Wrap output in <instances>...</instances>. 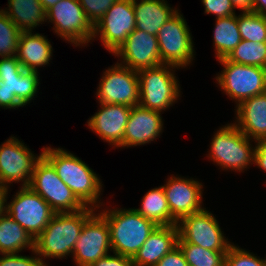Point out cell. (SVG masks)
I'll return each mask as SVG.
<instances>
[{"mask_svg": "<svg viewBox=\"0 0 266 266\" xmlns=\"http://www.w3.org/2000/svg\"><path fill=\"white\" fill-rule=\"evenodd\" d=\"M177 245L189 266H225L227 251H213L185 241H178Z\"/></svg>", "mask_w": 266, "mask_h": 266, "instance_id": "f546056e", "label": "cell"}, {"mask_svg": "<svg viewBox=\"0 0 266 266\" xmlns=\"http://www.w3.org/2000/svg\"><path fill=\"white\" fill-rule=\"evenodd\" d=\"M234 8H239L242 12H252L253 0H230Z\"/></svg>", "mask_w": 266, "mask_h": 266, "instance_id": "ab89813d", "label": "cell"}, {"mask_svg": "<svg viewBox=\"0 0 266 266\" xmlns=\"http://www.w3.org/2000/svg\"><path fill=\"white\" fill-rule=\"evenodd\" d=\"M29 187L38 193L55 213H73L85 208L43 155L35 164Z\"/></svg>", "mask_w": 266, "mask_h": 266, "instance_id": "52a82bcc", "label": "cell"}, {"mask_svg": "<svg viewBox=\"0 0 266 266\" xmlns=\"http://www.w3.org/2000/svg\"><path fill=\"white\" fill-rule=\"evenodd\" d=\"M5 212L22 226L35 240L48 225L55 212L50 205L29 186L16 192L11 203L7 204Z\"/></svg>", "mask_w": 266, "mask_h": 266, "instance_id": "30bf717a", "label": "cell"}, {"mask_svg": "<svg viewBox=\"0 0 266 266\" xmlns=\"http://www.w3.org/2000/svg\"><path fill=\"white\" fill-rule=\"evenodd\" d=\"M111 249L110 229L106 219L94 212L84 223L72 255L77 266H91Z\"/></svg>", "mask_w": 266, "mask_h": 266, "instance_id": "2e32d148", "label": "cell"}, {"mask_svg": "<svg viewBox=\"0 0 266 266\" xmlns=\"http://www.w3.org/2000/svg\"><path fill=\"white\" fill-rule=\"evenodd\" d=\"M46 19L54 24L56 34L75 46L94 40V26L78 0H60L46 11Z\"/></svg>", "mask_w": 266, "mask_h": 266, "instance_id": "8fae6325", "label": "cell"}, {"mask_svg": "<svg viewBox=\"0 0 266 266\" xmlns=\"http://www.w3.org/2000/svg\"><path fill=\"white\" fill-rule=\"evenodd\" d=\"M96 95L100 103L130 107L138 105L140 100L138 72L116 63L104 72Z\"/></svg>", "mask_w": 266, "mask_h": 266, "instance_id": "4fadbf2b", "label": "cell"}, {"mask_svg": "<svg viewBox=\"0 0 266 266\" xmlns=\"http://www.w3.org/2000/svg\"><path fill=\"white\" fill-rule=\"evenodd\" d=\"M226 59L237 64L266 68V42L242 39Z\"/></svg>", "mask_w": 266, "mask_h": 266, "instance_id": "f1b7e54d", "label": "cell"}, {"mask_svg": "<svg viewBox=\"0 0 266 266\" xmlns=\"http://www.w3.org/2000/svg\"><path fill=\"white\" fill-rule=\"evenodd\" d=\"M99 104L101 108L88 120V126L99 138L114 147L122 148L123 136L132 107L122 104Z\"/></svg>", "mask_w": 266, "mask_h": 266, "instance_id": "d6986e66", "label": "cell"}, {"mask_svg": "<svg viewBox=\"0 0 266 266\" xmlns=\"http://www.w3.org/2000/svg\"><path fill=\"white\" fill-rule=\"evenodd\" d=\"M42 152L36 157L24 143L15 137H10L0 145V185L9 188L7 184L22 181V187L30 184L36 162Z\"/></svg>", "mask_w": 266, "mask_h": 266, "instance_id": "9a60e30c", "label": "cell"}, {"mask_svg": "<svg viewBox=\"0 0 266 266\" xmlns=\"http://www.w3.org/2000/svg\"><path fill=\"white\" fill-rule=\"evenodd\" d=\"M225 266H263V259L232 244L225 256Z\"/></svg>", "mask_w": 266, "mask_h": 266, "instance_id": "d6a6232c", "label": "cell"}, {"mask_svg": "<svg viewBox=\"0 0 266 266\" xmlns=\"http://www.w3.org/2000/svg\"><path fill=\"white\" fill-rule=\"evenodd\" d=\"M136 20L132 0H118L94 25L93 37L100 34L104 47L115 53L125 42L127 36L135 30Z\"/></svg>", "mask_w": 266, "mask_h": 266, "instance_id": "5bb4252c", "label": "cell"}, {"mask_svg": "<svg viewBox=\"0 0 266 266\" xmlns=\"http://www.w3.org/2000/svg\"><path fill=\"white\" fill-rule=\"evenodd\" d=\"M263 266H266V259H263Z\"/></svg>", "mask_w": 266, "mask_h": 266, "instance_id": "ee69618b", "label": "cell"}, {"mask_svg": "<svg viewBox=\"0 0 266 266\" xmlns=\"http://www.w3.org/2000/svg\"><path fill=\"white\" fill-rule=\"evenodd\" d=\"M38 71L25 70L16 56L0 60V107H23L33 100L39 86Z\"/></svg>", "mask_w": 266, "mask_h": 266, "instance_id": "277c9868", "label": "cell"}, {"mask_svg": "<svg viewBox=\"0 0 266 266\" xmlns=\"http://www.w3.org/2000/svg\"><path fill=\"white\" fill-rule=\"evenodd\" d=\"M178 241L196 244L213 251H228L232 245L225 239L215 216L204 208L177 222Z\"/></svg>", "mask_w": 266, "mask_h": 266, "instance_id": "7c38bea8", "label": "cell"}, {"mask_svg": "<svg viewBox=\"0 0 266 266\" xmlns=\"http://www.w3.org/2000/svg\"><path fill=\"white\" fill-rule=\"evenodd\" d=\"M236 108L234 124L242 133L254 141L266 137V92L242 101Z\"/></svg>", "mask_w": 266, "mask_h": 266, "instance_id": "7402d4cb", "label": "cell"}, {"mask_svg": "<svg viewBox=\"0 0 266 266\" xmlns=\"http://www.w3.org/2000/svg\"><path fill=\"white\" fill-rule=\"evenodd\" d=\"M161 112L141 105L131 108L125 128L122 147L145 145L157 139L163 129Z\"/></svg>", "mask_w": 266, "mask_h": 266, "instance_id": "ffe728a7", "label": "cell"}, {"mask_svg": "<svg viewBox=\"0 0 266 266\" xmlns=\"http://www.w3.org/2000/svg\"><path fill=\"white\" fill-rule=\"evenodd\" d=\"M134 210L157 226L177 225V222L171 217L162 186L149 190L142 199L141 208Z\"/></svg>", "mask_w": 266, "mask_h": 266, "instance_id": "4316f807", "label": "cell"}, {"mask_svg": "<svg viewBox=\"0 0 266 266\" xmlns=\"http://www.w3.org/2000/svg\"><path fill=\"white\" fill-rule=\"evenodd\" d=\"M21 31L0 9V56H16Z\"/></svg>", "mask_w": 266, "mask_h": 266, "instance_id": "1f68e13d", "label": "cell"}, {"mask_svg": "<svg viewBox=\"0 0 266 266\" xmlns=\"http://www.w3.org/2000/svg\"><path fill=\"white\" fill-rule=\"evenodd\" d=\"M254 164L266 172V137L255 140Z\"/></svg>", "mask_w": 266, "mask_h": 266, "instance_id": "f35d334b", "label": "cell"}, {"mask_svg": "<svg viewBox=\"0 0 266 266\" xmlns=\"http://www.w3.org/2000/svg\"><path fill=\"white\" fill-rule=\"evenodd\" d=\"M28 247L34 251V239L6 212L0 216V254H17Z\"/></svg>", "mask_w": 266, "mask_h": 266, "instance_id": "484cf974", "label": "cell"}, {"mask_svg": "<svg viewBox=\"0 0 266 266\" xmlns=\"http://www.w3.org/2000/svg\"><path fill=\"white\" fill-rule=\"evenodd\" d=\"M52 51V45L43 35L22 32L16 57L25 70L38 71V67L49 64Z\"/></svg>", "mask_w": 266, "mask_h": 266, "instance_id": "603a6c76", "label": "cell"}, {"mask_svg": "<svg viewBox=\"0 0 266 266\" xmlns=\"http://www.w3.org/2000/svg\"><path fill=\"white\" fill-rule=\"evenodd\" d=\"M100 214L109 225L111 251L130 258L157 227L134 209H105Z\"/></svg>", "mask_w": 266, "mask_h": 266, "instance_id": "3957f363", "label": "cell"}, {"mask_svg": "<svg viewBox=\"0 0 266 266\" xmlns=\"http://www.w3.org/2000/svg\"><path fill=\"white\" fill-rule=\"evenodd\" d=\"M202 184L197 180L170 177L163 189L171 212V217L178 222L181 218L200 212L202 207Z\"/></svg>", "mask_w": 266, "mask_h": 266, "instance_id": "ac0fdd59", "label": "cell"}, {"mask_svg": "<svg viewBox=\"0 0 266 266\" xmlns=\"http://www.w3.org/2000/svg\"><path fill=\"white\" fill-rule=\"evenodd\" d=\"M213 32L217 60L226 58L242 40L236 14L225 18H216Z\"/></svg>", "mask_w": 266, "mask_h": 266, "instance_id": "83f0119b", "label": "cell"}, {"mask_svg": "<svg viewBox=\"0 0 266 266\" xmlns=\"http://www.w3.org/2000/svg\"><path fill=\"white\" fill-rule=\"evenodd\" d=\"M132 0L136 27L149 34L157 35L166 21L179 10L171 9L165 0Z\"/></svg>", "mask_w": 266, "mask_h": 266, "instance_id": "cb8c5ba5", "label": "cell"}, {"mask_svg": "<svg viewBox=\"0 0 266 266\" xmlns=\"http://www.w3.org/2000/svg\"><path fill=\"white\" fill-rule=\"evenodd\" d=\"M205 14H214L216 18H225L235 14L230 0H202Z\"/></svg>", "mask_w": 266, "mask_h": 266, "instance_id": "e575fe53", "label": "cell"}, {"mask_svg": "<svg viewBox=\"0 0 266 266\" xmlns=\"http://www.w3.org/2000/svg\"><path fill=\"white\" fill-rule=\"evenodd\" d=\"M8 194V188L0 185V216L5 213L6 207V195Z\"/></svg>", "mask_w": 266, "mask_h": 266, "instance_id": "b9f144b4", "label": "cell"}, {"mask_svg": "<svg viewBox=\"0 0 266 266\" xmlns=\"http://www.w3.org/2000/svg\"><path fill=\"white\" fill-rule=\"evenodd\" d=\"M241 39L266 42V16L255 12H242L237 16Z\"/></svg>", "mask_w": 266, "mask_h": 266, "instance_id": "4dcf8cb0", "label": "cell"}, {"mask_svg": "<svg viewBox=\"0 0 266 266\" xmlns=\"http://www.w3.org/2000/svg\"><path fill=\"white\" fill-rule=\"evenodd\" d=\"M115 255H106L99 258L91 266H135L132 258L113 253Z\"/></svg>", "mask_w": 266, "mask_h": 266, "instance_id": "74e56055", "label": "cell"}, {"mask_svg": "<svg viewBox=\"0 0 266 266\" xmlns=\"http://www.w3.org/2000/svg\"><path fill=\"white\" fill-rule=\"evenodd\" d=\"M118 0H78L86 17L94 26Z\"/></svg>", "mask_w": 266, "mask_h": 266, "instance_id": "836d02e7", "label": "cell"}, {"mask_svg": "<svg viewBox=\"0 0 266 266\" xmlns=\"http://www.w3.org/2000/svg\"><path fill=\"white\" fill-rule=\"evenodd\" d=\"M161 63L187 67L194 58L193 41L186 20L177 12L157 33Z\"/></svg>", "mask_w": 266, "mask_h": 266, "instance_id": "9c48e42d", "label": "cell"}, {"mask_svg": "<svg viewBox=\"0 0 266 266\" xmlns=\"http://www.w3.org/2000/svg\"><path fill=\"white\" fill-rule=\"evenodd\" d=\"M172 68V69H171ZM171 65L161 64L138 71L142 107L162 112L172 106L180 96L179 83Z\"/></svg>", "mask_w": 266, "mask_h": 266, "instance_id": "5b68a950", "label": "cell"}, {"mask_svg": "<svg viewBox=\"0 0 266 266\" xmlns=\"http://www.w3.org/2000/svg\"><path fill=\"white\" fill-rule=\"evenodd\" d=\"M250 140L235 124H227L220 127L212 138L208 157L223 170L241 172L254 163L255 147H252Z\"/></svg>", "mask_w": 266, "mask_h": 266, "instance_id": "8992f818", "label": "cell"}, {"mask_svg": "<svg viewBox=\"0 0 266 266\" xmlns=\"http://www.w3.org/2000/svg\"><path fill=\"white\" fill-rule=\"evenodd\" d=\"M224 67L216 77L222 90L236 101L244 100L266 92V68L233 63L226 58L218 60Z\"/></svg>", "mask_w": 266, "mask_h": 266, "instance_id": "ba28073f", "label": "cell"}, {"mask_svg": "<svg viewBox=\"0 0 266 266\" xmlns=\"http://www.w3.org/2000/svg\"><path fill=\"white\" fill-rule=\"evenodd\" d=\"M7 10L2 9L21 32H32L34 27L47 22L46 11L39 0H8Z\"/></svg>", "mask_w": 266, "mask_h": 266, "instance_id": "d4e9b609", "label": "cell"}, {"mask_svg": "<svg viewBox=\"0 0 266 266\" xmlns=\"http://www.w3.org/2000/svg\"><path fill=\"white\" fill-rule=\"evenodd\" d=\"M42 155L53 165L58 177L85 207L99 209L103 184L85 162L62 148L44 147Z\"/></svg>", "mask_w": 266, "mask_h": 266, "instance_id": "6da1fadb", "label": "cell"}, {"mask_svg": "<svg viewBox=\"0 0 266 266\" xmlns=\"http://www.w3.org/2000/svg\"><path fill=\"white\" fill-rule=\"evenodd\" d=\"M114 55L123 60L121 64L137 72L162 64L157 36L139 29L127 36Z\"/></svg>", "mask_w": 266, "mask_h": 266, "instance_id": "e0dca14e", "label": "cell"}, {"mask_svg": "<svg viewBox=\"0 0 266 266\" xmlns=\"http://www.w3.org/2000/svg\"><path fill=\"white\" fill-rule=\"evenodd\" d=\"M39 1L43 5L45 11H47L49 8L53 7L60 0H39Z\"/></svg>", "mask_w": 266, "mask_h": 266, "instance_id": "7bdbcfd3", "label": "cell"}, {"mask_svg": "<svg viewBox=\"0 0 266 266\" xmlns=\"http://www.w3.org/2000/svg\"><path fill=\"white\" fill-rule=\"evenodd\" d=\"M252 12L266 16V0H253Z\"/></svg>", "mask_w": 266, "mask_h": 266, "instance_id": "60d3db41", "label": "cell"}, {"mask_svg": "<svg viewBox=\"0 0 266 266\" xmlns=\"http://www.w3.org/2000/svg\"><path fill=\"white\" fill-rule=\"evenodd\" d=\"M0 266H47V264L36 256L3 254V257H0Z\"/></svg>", "mask_w": 266, "mask_h": 266, "instance_id": "d590c367", "label": "cell"}, {"mask_svg": "<svg viewBox=\"0 0 266 266\" xmlns=\"http://www.w3.org/2000/svg\"><path fill=\"white\" fill-rule=\"evenodd\" d=\"M178 227L157 226L132 258L135 266H155L177 246Z\"/></svg>", "mask_w": 266, "mask_h": 266, "instance_id": "44dd1931", "label": "cell"}, {"mask_svg": "<svg viewBox=\"0 0 266 266\" xmlns=\"http://www.w3.org/2000/svg\"><path fill=\"white\" fill-rule=\"evenodd\" d=\"M155 266H189L183 252L177 245L168 252Z\"/></svg>", "mask_w": 266, "mask_h": 266, "instance_id": "8d00e7d4", "label": "cell"}, {"mask_svg": "<svg viewBox=\"0 0 266 266\" xmlns=\"http://www.w3.org/2000/svg\"><path fill=\"white\" fill-rule=\"evenodd\" d=\"M95 209L85 207L73 213H55L34 240V254L43 258H63L72 254L85 221Z\"/></svg>", "mask_w": 266, "mask_h": 266, "instance_id": "7a4b0ae2", "label": "cell"}]
</instances>
